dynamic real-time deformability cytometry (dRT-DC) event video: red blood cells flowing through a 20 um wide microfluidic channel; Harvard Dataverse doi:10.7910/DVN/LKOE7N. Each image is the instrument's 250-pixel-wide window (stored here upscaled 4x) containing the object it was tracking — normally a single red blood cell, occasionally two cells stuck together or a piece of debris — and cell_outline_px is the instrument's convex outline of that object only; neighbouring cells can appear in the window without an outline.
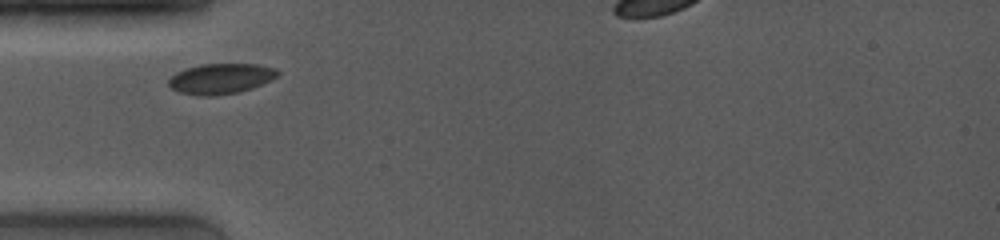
{"species": "common noctule bat (a hibernating species)", "species_latin": "Nyctalus noctula", "temperature_condition": "room temperature", "stored_images_in_passage": 4, "camera_frame_rate_fps": 4000, "um_per_image_px": 0.085, "animal": {"sex": "female", "body_mass_g": 19.0, "forearm_length_mm": 53.3}, "frame": {"image": 1, "passage_image": 1, "time_ms": 0.0, "image_size_px": [1000, 240], "cell_outline_px": [[280, 72], [276, 76], [252, 88], [240, 92], [212, 96], [200, 96], [180, 92], [172, 88], [168, 84], [168, 80], [176, 72], [200, 64], [256, 64], [276, 68]], "centroid_in_image_um": [18.75, 6.68], "position_along_channel_um": 66.3, "area_um2": 19.13}}